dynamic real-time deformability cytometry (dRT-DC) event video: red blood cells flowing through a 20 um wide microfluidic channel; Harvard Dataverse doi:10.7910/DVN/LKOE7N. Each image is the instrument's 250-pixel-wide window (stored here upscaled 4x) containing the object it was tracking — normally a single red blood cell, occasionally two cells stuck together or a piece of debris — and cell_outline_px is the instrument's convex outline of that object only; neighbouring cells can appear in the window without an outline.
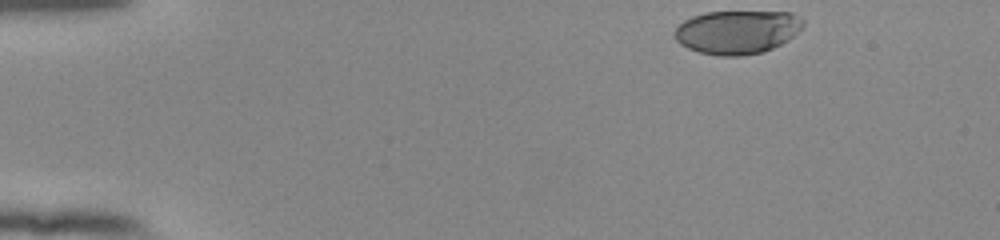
{"species": "human", "species_latin": "Homo sapiens", "temperature_condition": "room temperature", "stored_images_in_passage": 41, "camera_frame_rate_fps": 3000, "um_per_image_px": 0.085, "donor": {"sex": "female"}, "frame": {"image": 1, "passage_image": 1, "time_ms": 0.0, "image_size_px": [1000, 240], "cell_outline_px": [[804, 24], [788, 40], [772, 48], [760, 52], [740, 56], [720, 56], [700, 52], [688, 48], [680, 44], [672, 36], [672, 32], [684, 20], [692, 16], [704, 12], [792, 12], [800, 16], [804, 20]], "centroid_in_image_um": [62.63, 2.71], "position_along_channel_um": 22.4, "area_um2": 32.66}}
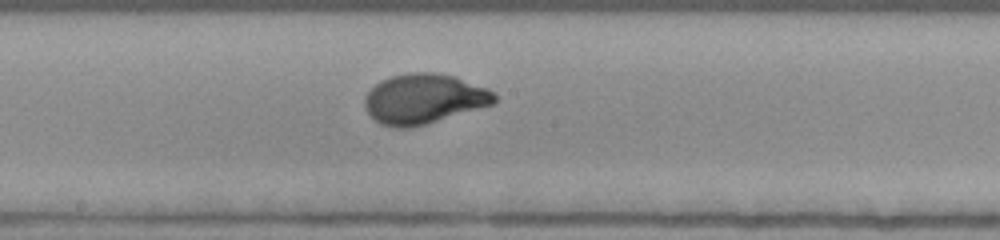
{"frame": {"image": 2, "passage_image": 24, "time_ms": 7.667, "image_size_px": [1000, 240], "cell_outline_px": [[496, 104], [424, 124], [408, 128], [392, 128], [380, 124], [364, 108], [364, 96], [380, 80], [392, 76], [408, 72], [432, 72], [456, 76], [488, 88], [496, 92]], "centroid_in_image_um": [36.05, 8.39], "position_along_channel_um": 212.1, "area_um2": 38.03}}
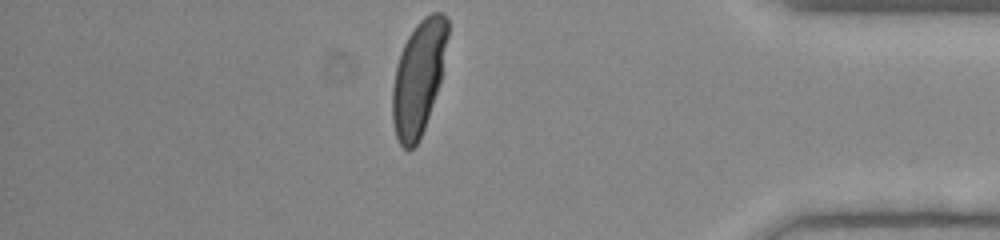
{"frame": {"image": 3, "passage_image": 41, "time_ms": 13.333, "image_size_px": [1000, 240], "cell_outline_px": [[448, 36], [440, 84], [424, 128], [416, 144], [408, 152], [400, 144], [396, 136], [392, 120], [392, 88], [396, 68], [400, 52], [408, 36], [416, 24], [424, 16], [432, 12], [444, 12], [448, 20]], "centroid_in_image_um": [35.58, 6.58], "position_along_channel_um": 399.6, "area_um2": 36.7}, "authors_computed_cell_mechanics": {"area_um2": 36.2984, "velocity_mm_per_s": 3.8254, "shape_relaxation_time_tau1_ms": 3.2646, "shape_relaxation_time_tau2_ms": null, "deformation_change_tau1": 0.1992, "deformation_change_tau2": null}}